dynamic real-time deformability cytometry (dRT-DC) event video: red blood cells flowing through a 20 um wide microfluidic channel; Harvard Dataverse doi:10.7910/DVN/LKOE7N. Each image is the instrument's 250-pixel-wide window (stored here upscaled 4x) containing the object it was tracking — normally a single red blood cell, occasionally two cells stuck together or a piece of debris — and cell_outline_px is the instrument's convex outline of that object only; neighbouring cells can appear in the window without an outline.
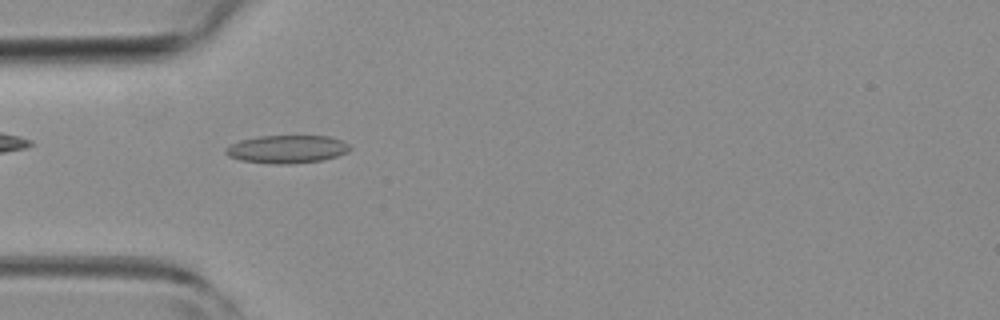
{"species": "common noctule bat (a hibernating species)", "species_latin": "Nyctalus noctula", "temperature_condition": "room temperature", "stored_images_in_passage": 48, "camera_frame_rate_fps": 3000, "um_per_image_px": 0.085, "animal": {"sex": "female", "body_mass_g": 19.3, "forearm_length_mm": 54.1}, "frame": {"image": 1, "passage_image": 14, "time_ms": 4.333, "image_size_px": [1000, 320], "cell_outline_px": [[352, 148], [348, 152], [336, 156], [320, 160], [288, 164], [272, 164], [240, 160], [228, 156], [224, 152], [224, 148], [240, 140], [260, 136], [328, 136], [344, 140]], "centroid_in_image_um": [24.39, 12.67], "position_along_channel_um": 60.6, "area_um2": 20.29}}
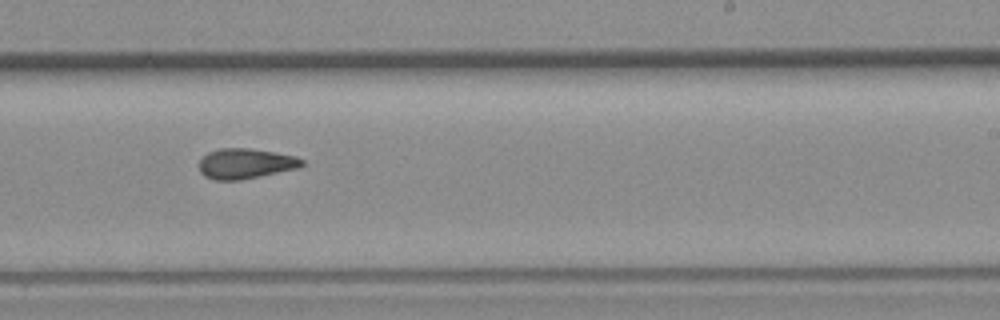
{"frame": {"image": 2, "passage_image": 29, "time_ms": 9.333, "image_size_px": [1000, 320], "cell_outline_px": [[304, 164], [300, 168], [240, 180], [216, 180], [204, 176], [200, 172], [200, 160], [208, 152], [220, 148], [248, 148], [276, 152], [296, 156], [304, 160]], "centroid_in_image_um": [20.9, 13.9], "position_along_channel_um": 268.1, "area_um2": 18.21}}
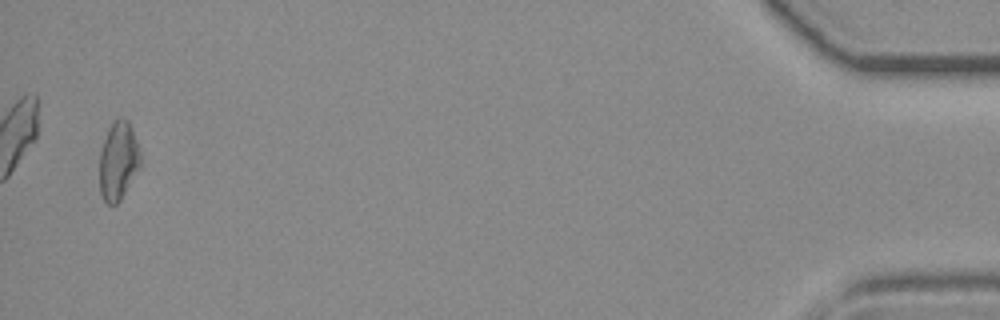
{"frame": {"image": 3, "passage_image": 47, "time_ms": 15.333, "image_size_px": [1000, 320], "cell_outline_px": [[140, 168], [120, 200], [116, 204], [108, 204], [104, 200], [100, 192], [100, 152], [108, 128], [112, 120], [120, 116], [128, 120], [132, 128], [140, 152]], "centroid_in_image_um": [10.06, 13.64], "position_along_channel_um": 425.1, "area_um2": 18.73}, "authors_computed_cell_mechanics": {"area_um2": 18.3226, "velocity_mm_per_s": 4.1894, "shape_relaxation_time_tau1_ms": null, "shape_relaxation_time_tau2_ms": 4.3144, "deformation_change_tau1": null, "deformation_change_tau2": 0.1299}}